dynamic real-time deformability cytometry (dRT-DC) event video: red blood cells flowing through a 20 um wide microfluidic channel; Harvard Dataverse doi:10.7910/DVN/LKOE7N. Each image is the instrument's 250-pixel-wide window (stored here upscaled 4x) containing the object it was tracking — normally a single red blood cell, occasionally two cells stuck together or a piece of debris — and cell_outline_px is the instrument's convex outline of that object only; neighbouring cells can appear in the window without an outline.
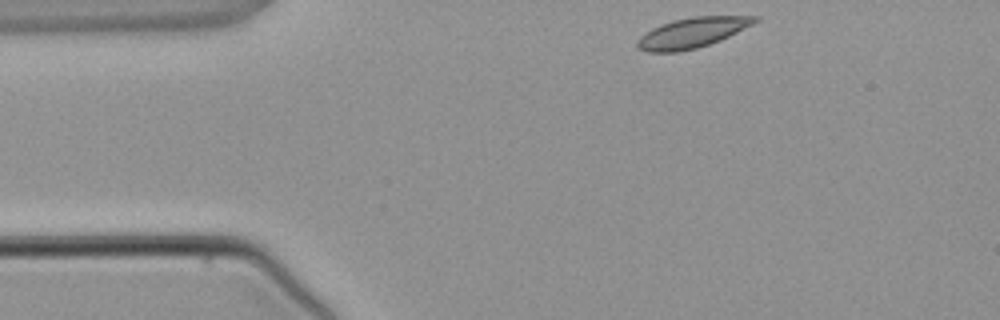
{"species": "common noctule bat (a hibernating species)", "species_latin": "Nyctalus noctula", "temperature_condition": "warm", "stored_images_in_passage": 3, "segment_of_instrument_passage": [2, 2], "camera_frame_rate_fps": 3000, "um_per_image_px": 0.085, "animal": {"sex": "male", "body_mass_g": 21.5, "forearm_length_mm": 52.0}, "frame": {"image": 1, "passage_image": 3, "time_ms": 2.667, "image_size_px": [1000, 320], "cell_outline_px": [[760, 20], [720, 40], [696, 48], [680, 52], [648, 52], [636, 48], [636, 40], [640, 36], [652, 28], [660, 24], [672, 20], [692, 16], [760, 16]], "centroid_in_image_um": [58.78, 2.78], "position_along_channel_um": 26.2, "area_um2": 20.69}}